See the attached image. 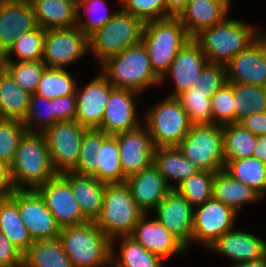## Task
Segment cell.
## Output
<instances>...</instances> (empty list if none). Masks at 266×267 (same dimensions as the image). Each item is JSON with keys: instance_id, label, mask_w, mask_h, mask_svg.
<instances>
[{"instance_id": "43", "label": "cell", "mask_w": 266, "mask_h": 267, "mask_svg": "<svg viewBox=\"0 0 266 267\" xmlns=\"http://www.w3.org/2000/svg\"><path fill=\"white\" fill-rule=\"evenodd\" d=\"M45 34L46 29L39 26L31 32L22 34L2 56V60H10L12 53L17 54L20 62L42 60Z\"/></svg>"}, {"instance_id": "24", "label": "cell", "mask_w": 266, "mask_h": 267, "mask_svg": "<svg viewBox=\"0 0 266 267\" xmlns=\"http://www.w3.org/2000/svg\"><path fill=\"white\" fill-rule=\"evenodd\" d=\"M230 0H189L178 18L193 38L201 30L226 19Z\"/></svg>"}, {"instance_id": "23", "label": "cell", "mask_w": 266, "mask_h": 267, "mask_svg": "<svg viewBox=\"0 0 266 267\" xmlns=\"http://www.w3.org/2000/svg\"><path fill=\"white\" fill-rule=\"evenodd\" d=\"M208 59L201 51L200 46L193 40H189L176 54L169 67V70L161 78L169 73L173 77L175 83V91L169 96L177 97L196 82L197 77L202 72Z\"/></svg>"}, {"instance_id": "10", "label": "cell", "mask_w": 266, "mask_h": 267, "mask_svg": "<svg viewBox=\"0 0 266 267\" xmlns=\"http://www.w3.org/2000/svg\"><path fill=\"white\" fill-rule=\"evenodd\" d=\"M87 130L76 120H71L56 122L42 132L57 174L72 172L76 168L83 135Z\"/></svg>"}, {"instance_id": "8", "label": "cell", "mask_w": 266, "mask_h": 267, "mask_svg": "<svg viewBox=\"0 0 266 267\" xmlns=\"http://www.w3.org/2000/svg\"><path fill=\"white\" fill-rule=\"evenodd\" d=\"M177 147L199 170L217 172L225 168L221 125H192Z\"/></svg>"}, {"instance_id": "47", "label": "cell", "mask_w": 266, "mask_h": 267, "mask_svg": "<svg viewBox=\"0 0 266 267\" xmlns=\"http://www.w3.org/2000/svg\"><path fill=\"white\" fill-rule=\"evenodd\" d=\"M41 107V108H40ZM53 99L49 100L37 94H32L29 100L28 111L23 121L27 132H44L53 125ZM43 122L41 130L32 127L33 121ZM35 129V130H34Z\"/></svg>"}, {"instance_id": "6", "label": "cell", "mask_w": 266, "mask_h": 267, "mask_svg": "<svg viewBox=\"0 0 266 267\" xmlns=\"http://www.w3.org/2000/svg\"><path fill=\"white\" fill-rule=\"evenodd\" d=\"M143 214L126 183L107 184L103 208L95 223L114 246L115 237L130 235Z\"/></svg>"}, {"instance_id": "20", "label": "cell", "mask_w": 266, "mask_h": 267, "mask_svg": "<svg viewBox=\"0 0 266 267\" xmlns=\"http://www.w3.org/2000/svg\"><path fill=\"white\" fill-rule=\"evenodd\" d=\"M155 210L156 219L188 248L194 215L190 202L172 189Z\"/></svg>"}, {"instance_id": "53", "label": "cell", "mask_w": 266, "mask_h": 267, "mask_svg": "<svg viewBox=\"0 0 266 267\" xmlns=\"http://www.w3.org/2000/svg\"><path fill=\"white\" fill-rule=\"evenodd\" d=\"M15 191L10 166L0 161V198L10 197Z\"/></svg>"}, {"instance_id": "57", "label": "cell", "mask_w": 266, "mask_h": 267, "mask_svg": "<svg viewBox=\"0 0 266 267\" xmlns=\"http://www.w3.org/2000/svg\"><path fill=\"white\" fill-rule=\"evenodd\" d=\"M2 67V56L0 55V68Z\"/></svg>"}, {"instance_id": "22", "label": "cell", "mask_w": 266, "mask_h": 267, "mask_svg": "<svg viewBox=\"0 0 266 267\" xmlns=\"http://www.w3.org/2000/svg\"><path fill=\"white\" fill-rule=\"evenodd\" d=\"M125 183L144 214L156 209L172 190L153 164L126 178Z\"/></svg>"}, {"instance_id": "15", "label": "cell", "mask_w": 266, "mask_h": 267, "mask_svg": "<svg viewBox=\"0 0 266 267\" xmlns=\"http://www.w3.org/2000/svg\"><path fill=\"white\" fill-rule=\"evenodd\" d=\"M114 134L119 145L122 172L126 178L153 164L155 146L146 127Z\"/></svg>"}, {"instance_id": "54", "label": "cell", "mask_w": 266, "mask_h": 267, "mask_svg": "<svg viewBox=\"0 0 266 267\" xmlns=\"http://www.w3.org/2000/svg\"><path fill=\"white\" fill-rule=\"evenodd\" d=\"M189 0H165L166 3V18L178 17L187 6Z\"/></svg>"}, {"instance_id": "49", "label": "cell", "mask_w": 266, "mask_h": 267, "mask_svg": "<svg viewBox=\"0 0 266 267\" xmlns=\"http://www.w3.org/2000/svg\"><path fill=\"white\" fill-rule=\"evenodd\" d=\"M123 10L140 18L144 23L166 18L165 0H120Z\"/></svg>"}, {"instance_id": "12", "label": "cell", "mask_w": 266, "mask_h": 267, "mask_svg": "<svg viewBox=\"0 0 266 267\" xmlns=\"http://www.w3.org/2000/svg\"><path fill=\"white\" fill-rule=\"evenodd\" d=\"M89 51L88 37L79 28L46 30L42 61L50 68H63Z\"/></svg>"}, {"instance_id": "7", "label": "cell", "mask_w": 266, "mask_h": 267, "mask_svg": "<svg viewBox=\"0 0 266 267\" xmlns=\"http://www.w3.org/2000/svg\"><path fill=\"white\" fill-rule=\"evenodd\" d=\"M144 22L131 13L114 12L111 20L88 37L89 50L99 57L100 63L141 43Z\"/></svg>"}, {"instance_id": "52", "label": "cell", "mask_w": 266, "mask_h": 267, "mask_svg": "<svg viewBox=\"0 0 266 267\" xmlns=\"http://www.w3.org/2000/svg\"><path fill=\"white\" fill-rule=\"evenodd\" d=\"M240 124L256 136L266 135V112L252 114L244 118Z\"/></svg>"}, {"instance_id": "56", "label": "cell", "mask_w": 266, "mask_h": 267, "mask_svg": "<svg viewBox=\"0 0 266 267\" xmlns=\"http://www.w3.org/2000/svg\"><path fill=\"white\" fill-rule=\"evenodd\" d=\"M234 267H266V254L258 259L236 263Z\"/></svg>"}, {"instance_id": "37", "label": "cell", "mask_w": 266, "mask_h": 267, "mask_svg": "<svg viewBox=\"0 0 266 267\" xmlns=\"http://www.w3.org/2000/svg\"><path fill=\"white\" fill-rule=\"evenodd\" d=\"M108 135L98 129H88L84 133L77 166L72 172L99 180L100 148Z\"/></svg>"}, {"instance_id": "3", "label": "cell", "mask_w": 266, "mask_h": 267, "mask_svg": "<svg viewBox=\"0 0 266 267\" xmlns=\"http://www.w3.org/2000/svg\"><path fill=\"white\" fill-rule=\"evenodd\" d=\"M58 237L73 267L111 264V240L95 221L63 227Z\"/></svg>"}, {"instance_id": "38", "label": "cell", "mask_w": 266, "mask_h": 267, "mask_svg": "<svg viewBox=\"0 0 266 267\" xmlns=\"http://www.w3.org/2000/svg\"><path fill=\"white\" fill-rule=\"evenodd\" d=\"M77 85L73 77L63 68L47 67L39 81L35 94L52 100L76 95Z\"/></svg>"}, {"instance_id": "5", "label": "cell", "mask_w": 266, "mask_h": 267, "mask_svg": "<svg viewBox=\"0 0 266 267\" xmlns=\"http://www.w3.org/2000/svg\"><path fill=\"white\" fill-rule=\"evenodd\" d=\"M192 38L178 17L146 22L141 42L146 47L154 72L162 78L178 51Z\"/></svg>"}, {"instance_id": "45", "label": "cell", "mask_w": 266, "mask_h": 267, "mask_svg": "<svg viewBox=\"0 0 266 267\" xmlns=\"http://www.w3.org/2000/svg\"><path fill=\"white\" fill-rule=\"evenodd\" d=\"M81 7H84V10L86 13L90 14H98L103 12V10H108L104 0H77V19H79V11L82 10ZM101 15H97V17L92 16V18H89L88 21H76V26L79 28V30L89 37L92 35L95 31L103 27L106 23H108L112 16L114 15L113 13L106 14L104 11Z\"/></svg>"}, {"instance_id": "30", "label": "cell", "mask_w": 266, "mask_h": 267, "mask_svg": "<svg viewBox=\"0 0 266 267\" xmlns=\"http://www.w3.org/2000/svg\"><path fill=\"white\" fill-rule=\"evenodd\" d=\"M153 166L172 189H174V186L168 183L170 179H174L178 185L199 171L192 162L184 157L178 147L155 148Z\"/></svg>"}, {"instance_id": "48", "label": "cell", "mask_w": 266, "mask_h": 267, "mask_svg": "<svg viewBox=\"0 0 266 267\" xmlns=\"http://www.w3.org/2000/svg\"><path fill=\"white\" fill-rule=\"evenodd\" d=\"M227 83V69L225 65L210 63L204 66L202 72L193 84L195 92L216 93Z\"/></svg>"}, {"instance_id": "51", "label": "cell", "mask_w": 266, "mask_h": 267, "mask_svg": "<svg viewBox=\"0 0 266 267\" xmlns=\"http://www.w3.org/2000/svg\"><path fill=\"white\" fill-rule=\"evenodd\" d=\"M24 254L0 232V267H23Z\"/></svg>"}, {"instance_id": "21", "label": "cell", "mask_w": 266, "mask_h": 267, "mask_svg": "<svg viewBox=\"0 0 266 267\" xmlns=\"http://www.w3.org/2000/svg\"><path fill=\"white\" fill-rule=\"evenodd\" d=\"M147 216L143 214L139 218L130 234L146 250L160 256L163 260L187 250V247L157 219L150 220Z\"/></svg>"}, {"instance_id": "28", "label": "cell", "mask_w": 266, "mask_h": 267, "mask_svg": "<svg viewBox=\"0 0 266 267\" xmlns=\"http://www.w3.org/2000/svg\"><path fill=\"white\" fill-rule=\"evenodd\" d=\"M262 195L253 187L234 179L224 169L217 171L214 176L212 198L227 205L238 213L242 205L255 202Z\"/></svg>"}, {"instance_id": "14", "label": "cell", "mask_w": 266, "mask_h": 267, "mask_svg": "<svg viewBox=\"0 0 266 267\" xmlns=\"http://www.w3.org/2000/svg\"><path fill=\"white\" fill-rule=\"evenodd\" d=\"M36 191L61 228L88 221L73 196L69 182L61 174L39 186Z\"/></svg>"}, {"instance_id": "35", "label": "cell", "mask_w": 266, "mask_h": 267, "mask_svg": "<svg viewBox=\"0 0 266 267\" xmlns=\"http://www.w3.org/2000/svg\"><path fill=\"white\" fill-rule=\"evenodd\" d=\"M234 94L235 123L244 118L266 112V87L231 82Z\"/></svg>"}, {"instance_id": "50", "label": "cell", "mask_w": 266, "mask_h": 267, "mask_svg": "<svg viewBox=\"0 0 266 267\" xmlns=\"http://www.w3.org/2000/svg\"><path fill=\"white\" fill-rule=\"evenodd\" d=\"M77 111L76 95L53 99V125L56 122L75 120Z\"/></svg>"}, {"instance_id": "32", "label": "cell", "mask_w": 266, "mask_h": 267, "mask_svg": "<svg viewBox=\"0 0 266 267\" xmlns=\"http://www.w3.org/2000/svg\"><path fill=\"white\" fill-rule=\"evenodd\" d=\"M0 232L23 254L34 242L22 222L17 203L11 198H0Z\"/></svg>"}, {"instance_id": "16", "label": "cell", "mask_w": 266, "mask_h": 267, "mask_svg": "<svg viewBox=\"0 0 266 267\" xmlns=\"http://www.w3.org/2000/svg\"><path fill=\"white\" fill-rule=\"evenodd\" d=\"M227 82L266 87V35H261L227 65Z\"/></svg>"}, {"instance_id": "2", "label": "cell", "mask_w": 266, "mask_h": 267, "mask_svg": "<svg viewBox=\"0 0 266 267\" xmlns=\"http://www.w3.org/2000/svg\"><path fill=\"white\" fill-rule=\"evenodd\" d=\"M241 20L225 19L201 30L192 39L200 46L208 62L227 65L261 35Z\"/></svg>"}, {"instance_id": "9", "label": "cell", "mask_w": 266, "mask_h": 267, "mask_svg": "<svg viewBox=\"0 0 266 267\" xmlns=\"http://www.w3.org/2000/svg\"><path fill=\"white\" fill-rule=\"evenodd\" d=\"M147 113L146 127L156 148L177 147L192 126L176 97L168 96Z\"/></svg>"}, {"instance_id": "26", "label": "cell", "mask_w": 266, "mask_h": 267, "mask_svg": "<svg viewBox=\"0 0 266 267\" xmlns=\"http://www.w3.org/2000/svg\"><path fill=\"white\" fill-rule=\"evenodd\" d=\"M208 248L240 263L263 257L266 254V241L251 233L231 229Z\"/></svg>"}, {"instance_id": "42", "label": "cell", "mask_w": 266, "mask_h": 267, "mask_svg": "<svg viewBox=\"0 0 266 267\" xmlns=\"http://www.w3.org/2000/svg\"><path fill=\"white\" fill-rule=\"evenodd\" d=\"M214 93L195 92L190 87L176 98L186 110L192 125L213 124L211 97Z\"/></svg>"}, {"instance_id": "34", "label": "cell", "mask_w": 266, "mask_h": 267, "mask_svg": "<svg viewBox=\"0 0 266 267\" xmlns=\"http://www.w3.org/2000/svg\"><path fill=\"white\" fill-rule=\"evenodd\" d=\"M122 237L118 258L115 255V246H111V263L117 262L114 267H162L163 259L160 256L146 250L132 236Z\"/></svg>"}, {"instance_id": "46", "label": "cell", "mask_w": 266, "mask_h": 267, "mask_svg": "<svg viewBox=\"0 0 266 267\" xmlns=\"http://www.w3.org/2000/svg\"><path fill=\"white\" fill-rule=\"evenodd\" d=\"M213 124L235 123L234 94L231 82H227L211 97Z\"/></svg>"}, {"instance_id": "19", "label": "cell", "mask_w": 266, "mask_h": 267, "mask_svg": "<svg viewBox=\"0 0 266 267\" xmlns=\"http://www.w3.org/2000/svg\"><path fill=\"white\" fill-rule=\"evenodd\" d=\"M136 94L139 93L131 89L114 88L97 129L114 135L138 128L141 124L136 115V101L133 97Z\"/></svg>"}, {"instance_id": "36", "label": "cell", "mask_w": 266, "mask_h": 267, "mask_svg": "<svg viewBox=\"0 0 266 267\" xmlns=\"http://www.w3.org/2000/svg\"><path fill=\"white\" fill-rule=\"evenodd\" d=\"M224 170L234 179L253 187L261 195L266 191V163L256 157L230 160Z\"/></svg>"}, {"instance_id": "17", "label": "cell", "mask_w": 266, "mask_h": 267, "mask_svg": "<svg viewBox=\"0 0 266 267\" xmlns=\"http://www.w3.org/2000/svg\"><path fill=\"white\" fill-rule=\"evenodd\" d=\"M38 27L30 0L0 2V55L3 56L16 39Z\"/></svg>"}, {"instance_id": "11", "label": "cell", "mask_w": 266, "mask_h": 267, "mask_svg": "<svg viewBox=\"0 0 266 267\" xmlns=\"http://www.w3.org/2000/svg\"><path fill=\"white\" fill-rule=\"evenodd\" d=\"M10 197L33 241L59 236L61 227L36 190H16Z\"/></svg>"}, {"instance_id": "55", "label": "cell", "mask_w": 266, "mask_h": 267, "mask_svg": "<svg viewBox=\"0 0 266 267\" xmlns=\"http://www.w3.org/2000/svg\"><path fill=\"white\" fill-rule=\"evenodd\" d=\"M253 157L266 163V135L257 136Z\"/></svg>"}, {"instance_id": "41", "label": "cell", "mask_w": 266, "mask_h": 267, "mask_svg": "<svg viewBox=\"0 0 266 267\" xmlns=\"http://www.w3.org/2000/svg\"><path fill=\"white\" fill-rule=\"evenodd\" d=\"M2 67L30 95L35 94L43 72L47 68L42 60L14 62L12 59L2 60Z\"/></svg>"}, {"instance_id": "4", "label": "cell", "mask_w": 266, "mask_h": 267, "mask_svg": "<svg viewBox=\"0 0 266 267\" xmlns=\"http://www.w3.org/2000/svg\"><path fill=\"white\" fill-rule=\"evenodd\" d=\"M101 64L102 74L115 88L131 89L140 93L151 85L161 83V78L152 69L147 49L142 42L128 47Z\"/></svg>"}, {"instance_id": "40", "label": "cell", "mask_w": 266, "mask_h": 267, "mask_svg": "<svg viewBox=\"0 0 266 267\" xmlns=\"http://www.w3.org/2000/svg\"><path fill=\"white\" fill-rule=\"evenodd\" d=\"M215 173L199 170L175 186L174 189L195 208L212 198Z\"/></svg>"}, {"instance_id": "27", "label": "cell", "mask_w": 266, "mask_h": 267, "mask_svg": "<svg viewBox=\"0 0 266 267\" xmlns=\"http://www.w3.org/2000/svg\"><path fill=\"white\" fill-rule=\"evenodd\" d=\"M37 25L43 29L76 27L77 0H30Z\"/></svg>"}, {"instance_id": "31", "label": "cell", "mask_w": 266, "mask_h": 267, "mask_svg": "<svg viewBox=\"0 0 266 267\" xmlns=\"http://www.w3.org/2000/svg\"><path fill=\"white\" fill-rule=\"evenodd\" d=\"M23 267H73L59 237L35 240L24 254Z\"/></svg>"}, {"instance_id": "39", "label": "cell", "mask_w": 266, "mask_h": 267, "mask_svg": "<svg viewBox=\"0 0 266 267\" xmlns=\"http://www.w3.org/2000/svg\"><path fill=\"white\" fill-rule=\"evenodd\" d=\"M99 181L106 184L125 183L119 157V145L115 135L109 134L100 148Z\"/></svg>"}, {"instance_id": "44", "label": "cell", "mask_w": 266, "mask_h": 267, "mask_svg": "<svg viewBox=\"0 0 266 267\" xmlns=\"http://www.w3.org/2000/svg\"><path fill=\"white\" fill-rule=\"evenodd\" d=\"M27 132L22 121L0 119V161L12 164L22 136Z\"/></svg>"}, {"instance_id": "33", "label": "cell", "mask_w": 266, "mask_h": 267, "mask_svg": "<svg viewBox=\"0 0 266 267\" xmlns=\"http://www.w3.org/2000/svg\"><path fill=\"white\" fill-rule=\"evenodd\" d=\"M225 164L230 160L253 157L257 136L240 123L222 126Z\"/></svg>"}, {"instance_id": "18", "label": "cell", "mask_w": 266, "mask_h": 267, "mask_svg": "<svg viewBox=\"0 0 266 267\" xmlns=\"http://www.w3.org/2000/svg\"><path fill=\"white\" fill-rule=\"evenodd\" d=\"M115 87L103 75L92 80L83 90L76 89L75 120L88 129H97L102 121L111 91Z\"/></svg>"}, {"instance_id": "29", "label": "cell", "mask_w": 266, "mask_h": 267, "mask_svg": "<svg viewBox=\"0 0 266 267\" xmlns=\"http://www.w3.org/2000/svg\"><path fill=\"white\" fill-rule=\"evenodd\" d=\"M30 96L3 67L0 68L1 119L23 122L28 111Z\"/></svg>"}, {"instance_id": "1", "label": "cell", "mask_w": 266, "mask_h": 267, "mask_svg": "<svg viewBox=\"0 0 266 267\" xmlns=\"http://www.w3.org/2000/svg\"><path fill=\"white\" fill-rule=\"evenodd\" d=\"M10 172L16 190H36L57 175L42 132L22 136Z\"/></svg>"}, {"instance_id": "25", "label": "cell", "mask_w": 266, "mask_h": 267, "mask_svg": "<svg viewBox=\"0 0 266 267\" xmlns=\"http://www.w3.org/2000/svg\"><path fill=\"white\" fill-rule=\"evenodd\" d=\"M61 175L69 182L83 216L88 221H95L103 208L107 184L94 176L80 175L74 172H65Z\"/></svg>"}, {"instance_id": "13", "label": "cell", "mask_w": 266, "mask_h": 267, "mask_svg": "<svg viewBox=\"0 0 266 267\" xmlns=\"http://www.w3.org/2000/svg\"><path fill=\"white\" fill-rule=\"evenodd\" d=\"M193 215L191 241L209 247L224 233L232 229L237 212L211 198L197 206Z\"/></svg>"}]
</instances>
